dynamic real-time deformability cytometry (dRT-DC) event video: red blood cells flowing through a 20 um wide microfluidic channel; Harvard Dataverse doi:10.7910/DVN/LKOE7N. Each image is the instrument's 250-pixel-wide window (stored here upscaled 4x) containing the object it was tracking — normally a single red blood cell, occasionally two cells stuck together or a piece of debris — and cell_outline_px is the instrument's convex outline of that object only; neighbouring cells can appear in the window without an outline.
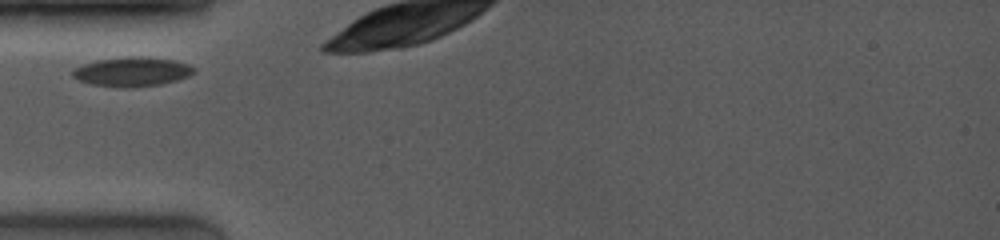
{"species": "common noctule bat (a hibernating species)", "species_latin": "Nyctalus noctula", "temperature_condition": "room temperature", "stored_images_in_passage": 17, "camera_frame_rate_fps": 4000, "um_per_image_px": 0.085, "animal": {"sex": "female", "body_mass_g": 19.0, "forearm_length_mm": 53.3}, "frame": {"image": 1, "passage_image": 1, "time_ms": 0.0, "image_size_px": [1000, 240], "cell_outline_px": [[196, 72], [188, 76], [176, 80], [160, 84], [128, 88], [124, 88], [92, 84], [80, 80], [72, 76], [72, 72], [76, 68], [84, 64], [96, 60], [132, 56], [140, 56], [172, 60], [188, 64], [196, 68]], "centroid_in_image_um": [11.25, 6.1], "position_along_channel_um": 73.7, "area_um2": 20.52}}